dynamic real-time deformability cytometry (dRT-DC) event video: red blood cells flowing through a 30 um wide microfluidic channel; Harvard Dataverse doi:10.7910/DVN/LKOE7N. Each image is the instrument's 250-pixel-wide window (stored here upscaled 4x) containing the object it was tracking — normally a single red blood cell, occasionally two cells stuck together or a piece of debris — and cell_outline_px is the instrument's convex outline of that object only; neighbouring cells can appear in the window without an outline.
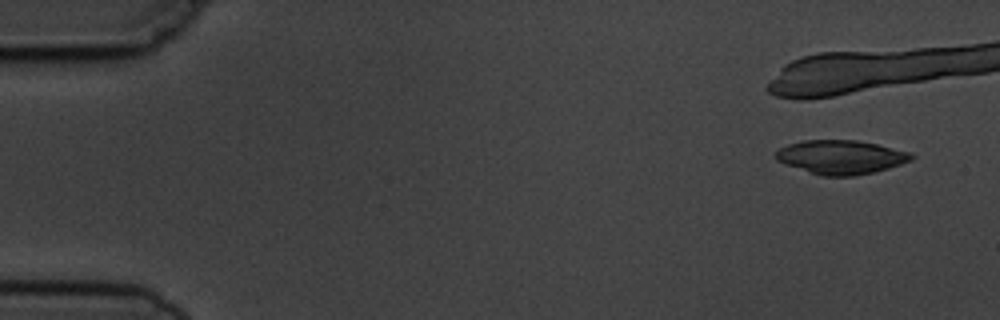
{"species": "common noctule bat (a hibernating species)", "species_latin": "Nyctalus noctula", "temperature_condition": "cold", "stored_images_in_passage": 5, "camera_frame_rate_fps": 3000, "um_per_image_px": 0.085, "animal": {"sex": "male", "body_mass_g": 19.5, "forearm_length_mm": 54.6}, "frame": {"image": 1, "passage_image": 1, "time_ms": 0.0, "image_size_px": [1000, 320], "cell_outline_px": [[916, 156], [912, 160], [888, 168], [856, 176], [820, 176], [784, 164], [776, 160], [772, 156], [780, 148], [788, 144], [804, 140], [856, 140], [876, 144], [912, 152]], "centroid_in_image_um": [71.46, 13.35], "position_along_channel_um": 13.5, "area_um2": 26.99}}